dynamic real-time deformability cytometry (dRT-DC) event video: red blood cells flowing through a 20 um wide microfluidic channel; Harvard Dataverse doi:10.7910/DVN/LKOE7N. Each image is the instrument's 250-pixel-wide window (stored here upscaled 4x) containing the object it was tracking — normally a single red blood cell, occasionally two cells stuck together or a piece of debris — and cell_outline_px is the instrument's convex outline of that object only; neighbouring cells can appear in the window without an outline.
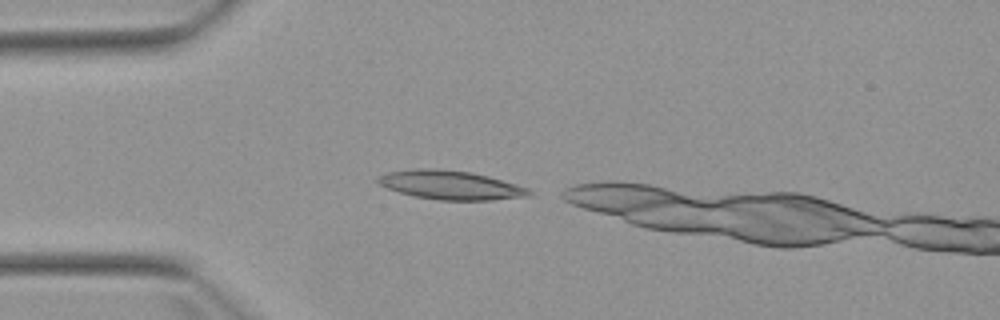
{"species": "Egyptian fruit bat (a non-hibernating species)", "species_latin": "Rousettus aegyptiacus", "temperature_condition": "warm", "stored_images_in_passage": 10, "segment_of_instrument_passage": [1, 2], "camera_frame_rate_fps": 3000, "um_per_image_px": 0.085, "animal": {"sex": "female"}, "frame": {"image": 1, "passage_image": 1, "time_ms": 0.0, "image_size_px": [1000, 320], "cell_outline_px": [[532, 196], [492, 200], [440, 200], [416, 196], [400, 192], [388, 188], [380, 184], [376, 180], [376, 176], [384, 172], [412, 168], [440, 168], [472, 172], [488, 176], [528, 188], [532, 192]], "centroid_in_image_um": [38.27, 15.71], "position_along_channel_um": 46.7, "area_um2": 25.66}}
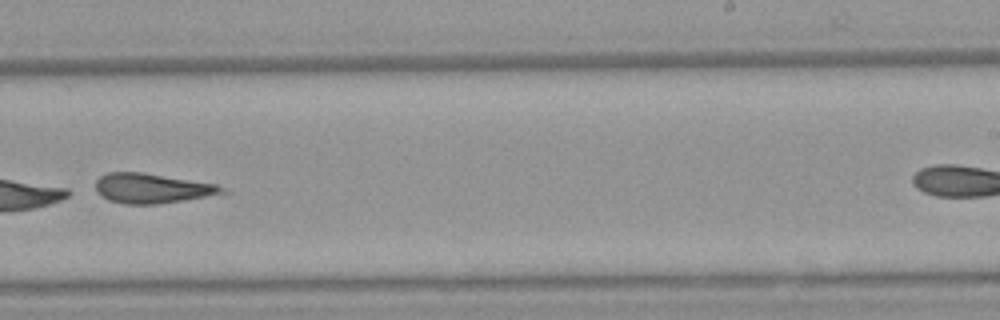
{"frame": {"image": 2, "passage_image": 9, "time_ms": 9.333, "image_size_px": [1000, 320], "cell_outline_px": [[228, 192], [184, 200], [156, 204], [124, 204], [108, 200], [100, 196], [96, 192], [96, 180], [100, 176], [108, 172], [144, 172], [216, 184], [224, 188]], "centroid_in_image_um": [12.87, 16.0], "position_along_channel_um": 276.1, "area_um2": 21.96}}